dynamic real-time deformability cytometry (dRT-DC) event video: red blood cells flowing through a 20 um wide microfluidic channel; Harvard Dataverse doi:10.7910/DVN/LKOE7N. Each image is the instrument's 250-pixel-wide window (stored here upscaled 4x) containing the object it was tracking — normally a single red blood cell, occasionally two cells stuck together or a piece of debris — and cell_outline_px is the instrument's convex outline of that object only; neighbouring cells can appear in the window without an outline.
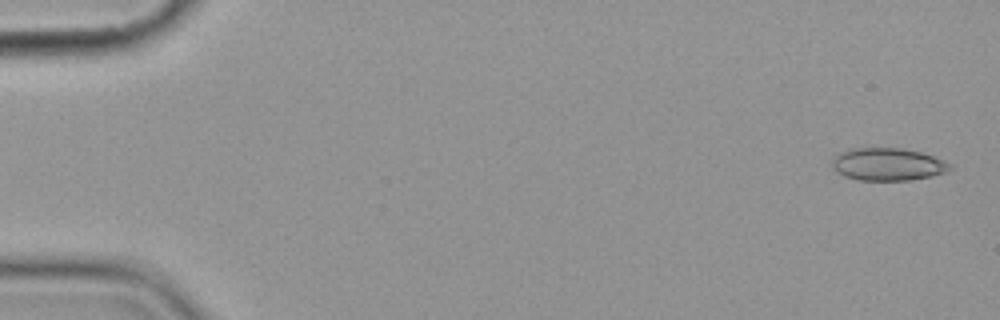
{"species": "common noctule bat (a hibernating species)", "species_latin": "Nyctalus noctula", "temperature_condition": "cold", "stored_images_in_passage": 5, "camera_frame_rate_fps": 3000, "um_per_image_px": 0.085, "animal": {"sex": "female", "body_mass_g": 19.9}, "frame": {"image": 1, "passage_image": 1, "time_ms": 0.0, "image_size_px": [1000, 320], "cell_outline_px": [[952, 168], [944, 172], [932, 176], [912, 180], [860, 180], [844, 176], [836, 172], [832, 168], [832, 160], [840, 152], [848, 148], [900, 148], [920, 152], [944, 160], [952, 164]], "centroid_in_image_um": [75.44, 13.96], "position_along_channel_um": 9.6, "area_um2": 22.43}}